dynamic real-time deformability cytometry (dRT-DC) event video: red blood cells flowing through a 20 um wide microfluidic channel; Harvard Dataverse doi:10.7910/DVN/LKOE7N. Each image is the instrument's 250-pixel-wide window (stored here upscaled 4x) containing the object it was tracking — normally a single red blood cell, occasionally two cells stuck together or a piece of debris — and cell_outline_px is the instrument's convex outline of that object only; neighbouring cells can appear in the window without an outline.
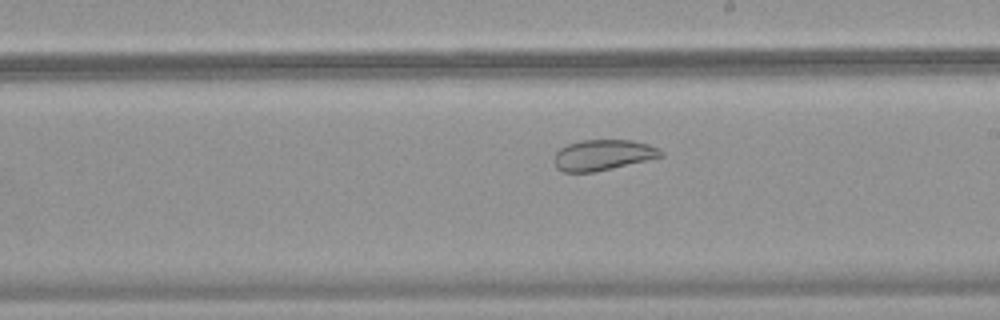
{"species": "common noctule bat (a hibernating species)", "species_latin": "Nyctalus noctula", "temperature_condition": "warm", "stored_images_in_passage": 48, "camera_frame_rate_fps": 3000, "um_per_image_px": 0.085, "animal": {"sex": "female", "body_mass_g": 18.4}, "frame": {"image": 1, "passage_image": 28, "time_ms": 9.0, "image_size_px": [1000, 320], "cell_outline_px": [[664, 156], [596, 172], [564, 172], [556, 168], [552, 160], [556, 152], [560, 148], [568, 144], [580, 140], [632, 140], [648, 144], [660, 148], [664, 152]], "centroid_in_image_um": [51.24, 13.18], "position_along_channel_um": 237.8, "area_um2": 19.31}}